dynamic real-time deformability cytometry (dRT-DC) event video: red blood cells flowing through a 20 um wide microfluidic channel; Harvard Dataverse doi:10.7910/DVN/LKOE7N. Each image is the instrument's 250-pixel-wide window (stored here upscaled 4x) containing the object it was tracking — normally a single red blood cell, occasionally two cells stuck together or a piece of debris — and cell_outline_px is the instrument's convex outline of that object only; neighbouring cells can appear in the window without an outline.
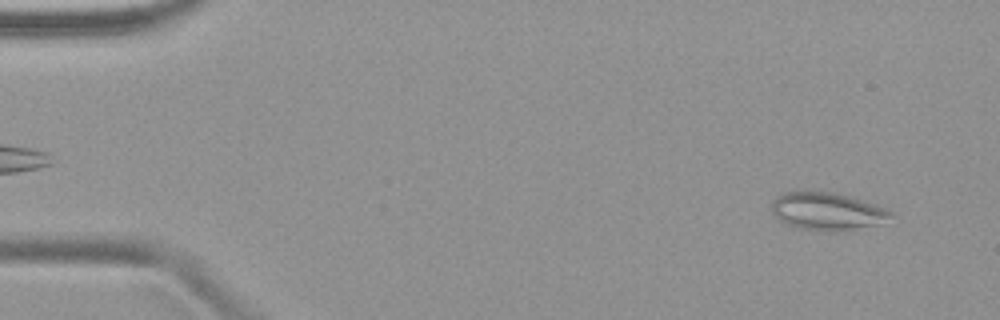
{"species": "common noctule bat (a hibernating species)", "species_latin": "Nyctalus noctula", "temperature_condition": "warm", "stored_images_in_passage": 48, "camera_frame_rate_fps": 3000, "um_per_image_px": 0.085, "animal": {"sex": "female", "body_mass_g": 19.9}, "frame": {"image": 1, "passage_image": 3, "time_ms": 0.667, "image_size_px": [1000, 320], "cell_outline_px": [[892, 216], [880, 224], [844, 232], [832, 232], [800, 228], [788, 224], [780, 220], [772, 212], [772, 200], [776, 196], [784, 192], [804, 188], [832, 192], [848, 196], [884, 208], [892, 212]], "centroid_in_image_um": [70.26, 17.94], "position_along_channel_um": 14.7, "area_um2": 26.65}}
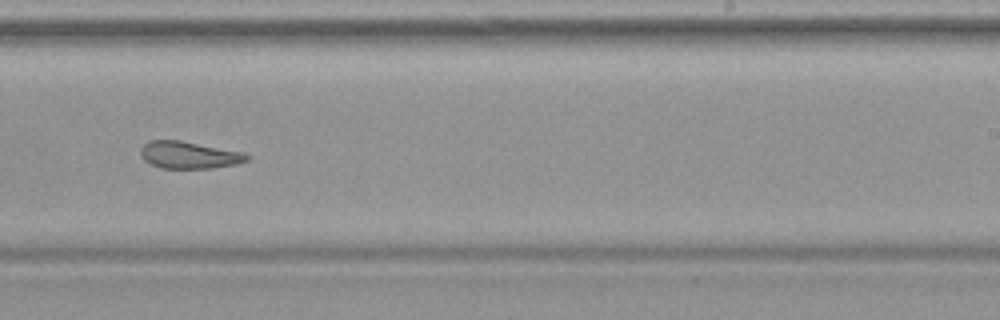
{"frame": {"image": 2, "passage_image": 30, "time_ms": 9.667, "image_size_px": [1000, 320], "cell_outline_px": [[252, 156], [248, 160], [236, 164], [212, 168], [160, 168], [144, 160], [140, 156], [140, 148], [148, 140], [180, 140], [244, 152]], "centroid_in_image_um": [16.07, 13.17], "position_along_channel_um": 272.9, "area_um2": 16.94}}
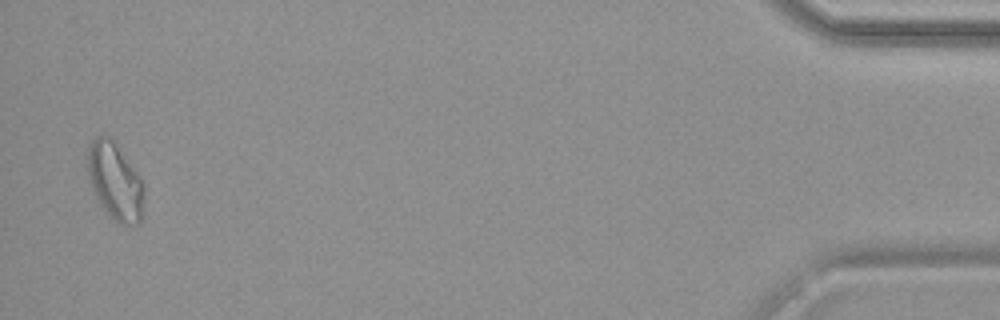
{"frame": {"image": 3, "passage_image": 47, "time_ms": 15.333, "image_size_px": [1000, 320], "cell_outline_px": [[144, 196], [140, 224], [120, 224], [104, 208], [96, 196], [88, 180], [84, 156], [92, 140], [96, 136], [112, 136], [116, 140], [140, 180], [144, 188]], "centroid_in_image_um": [9.73, 15.33], "position_along_channel_um": 425.5, "area_um2": 25.49}}